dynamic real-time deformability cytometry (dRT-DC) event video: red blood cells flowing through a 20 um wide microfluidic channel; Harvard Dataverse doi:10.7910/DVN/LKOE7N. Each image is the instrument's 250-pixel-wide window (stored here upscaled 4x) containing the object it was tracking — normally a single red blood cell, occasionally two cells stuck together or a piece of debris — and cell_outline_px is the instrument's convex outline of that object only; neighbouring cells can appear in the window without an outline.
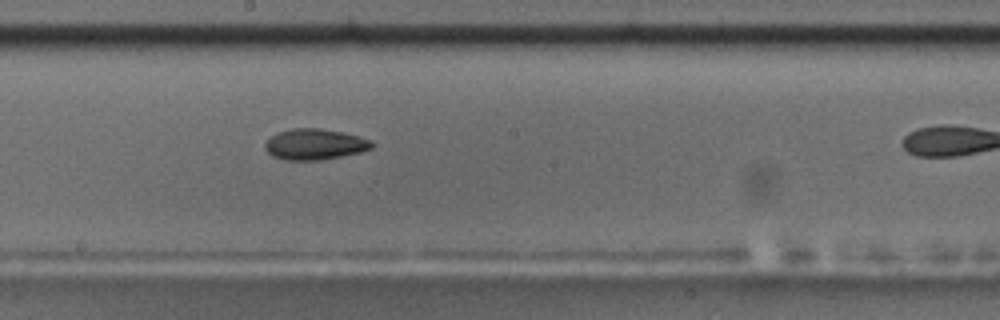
{"species": "common noctule bat (a hibernating species)", "species_latin": "Nyctalus noctula", "temperature_condition": "room temperature", "stored_images_in_passage": 34, "camera_frame_rate_fps": 3000, "um_per_image_px": 0.085, "animal": {"sex": "male", "body_mass_g": 17.5, "forearm_length_mm": 52.3}, "frame": {"image": 1, "passage_image": 20, "time_ms": 6.333, "image_size_px": [1000, 320], "cell_outline_px": [[376, 144], [372, 148], [360, 152], [320, 160], [288, 160], [272, 156], [264, 148], [264, 144], [276, 132], [292, 128], [320, 128], [340, 132], [372, 140]], "centroid_in_image_um": [26.74, 12.26], "position_along_channel_um": 221.5, "area_um2": 19.13}}